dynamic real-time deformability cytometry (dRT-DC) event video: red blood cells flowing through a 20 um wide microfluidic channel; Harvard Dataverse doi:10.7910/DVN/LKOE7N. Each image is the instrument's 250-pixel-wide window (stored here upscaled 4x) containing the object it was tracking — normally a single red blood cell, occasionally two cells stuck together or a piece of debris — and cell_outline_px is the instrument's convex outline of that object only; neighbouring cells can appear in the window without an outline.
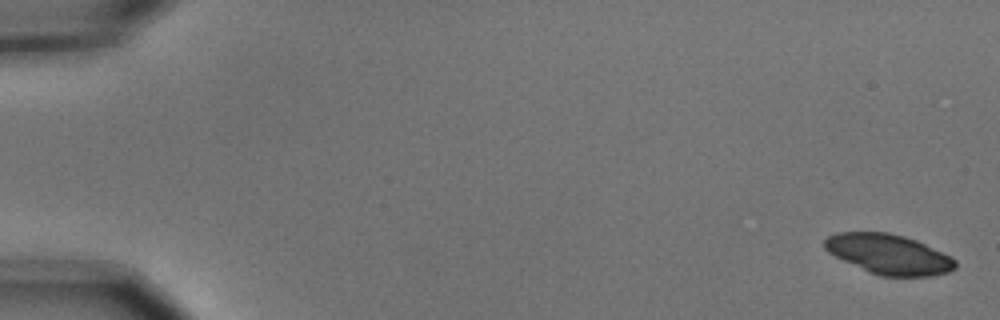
{"species": "common noctule bat (a hibernating species)", "species_latin": "Nyctalus noctula", "temperature_condition": "cold", "stored_images_in_passage": 2, "camera_frame_rate_fps": 3000, "um_per_image_px": 0.085, "animal": {"sex": "male", "body_mass_g": 15.6}, "frame": {"image": 1, "passage_image": 2, "time_ms": 0.333, "image_size_px": [1000, 320], "cell_outline_px": [[956, 268], [948, 272], [932, 276], [880, 276], [868, 272], [828, 252], [824, 248], [824, 240], [828, 236], [836, 232], [888, 232], [904, 236], [916, 240], [952, 256], [956, 260]], "centroid_in_image_um": [75.56, 21.6], "position_along_channel_um": 9.4, "area_um2": 30.46}}